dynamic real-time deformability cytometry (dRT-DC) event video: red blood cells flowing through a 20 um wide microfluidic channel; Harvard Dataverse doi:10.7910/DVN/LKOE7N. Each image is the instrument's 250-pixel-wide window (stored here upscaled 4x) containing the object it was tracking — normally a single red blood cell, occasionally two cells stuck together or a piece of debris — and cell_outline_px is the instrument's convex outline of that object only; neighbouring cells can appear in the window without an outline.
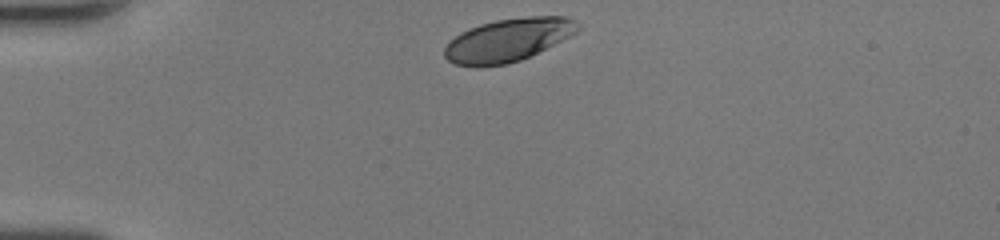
{"species": "human", "species_latin": "Homo sapiens", "temperature_condition": "room temperature", "stored_images_in_passage": 29, "camera_frame_rate_fps": 3000, "um_per_image_px": 0.085, "donor": {"sex": "female"}, "frame": {"image": 1, "passage_image": 1, "time_ms": 0.0, "image_size_px": [1000, 240], "cell_outline_px": [[580, 28], [576, 32], [520, 60], [508, 64], [476, 68], [456, 64], [448, 60], [444, 56], [444, 48], [448, 40], [460, 32], [468, 28], [480, 24], [496, 20], [524, 16], [564, 16], [576, 20], [580, 24]], "centroid_in_image_um": [43.11, 3.4], "position_along_channel_um": 41.9, "area_um2": 33.52}}
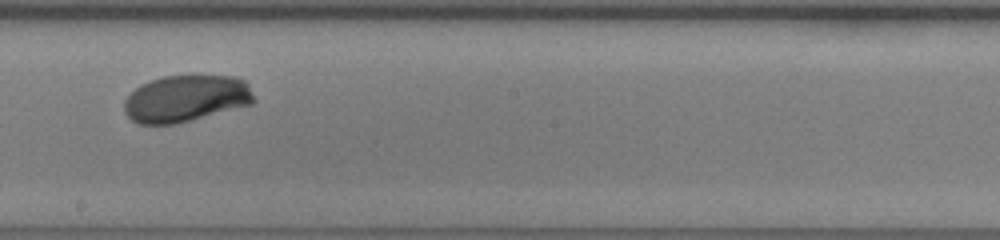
{"frame": {"image": 2, "passage_image": 17, "time_ms": 5.333, "image_size_px": [1000, 240], "cell_outline_px": [[256, 100], [252, 104], [192, 120], [176, 124], [140, 124], [132, 120], [124, 112], [124, 100], [140, 84], [164, 76], [192, 72], [236, 76], [244, 80], [248, 84]], "centroid_in_image_um": [15.84, 8.32], "position_along_channel_um": 232.4, "area_um2": 36.41}}
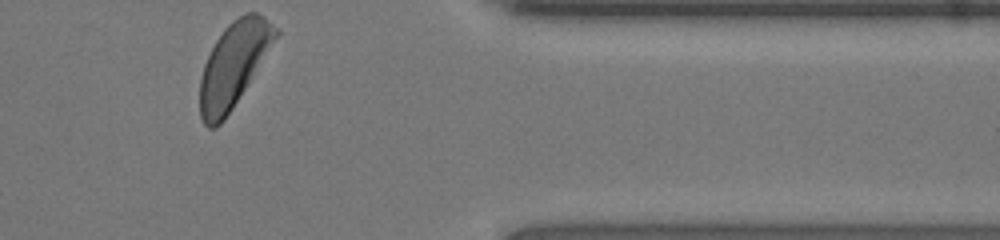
{"frame": {"image": 3, "passage_image": 29, "time_ms": 9.333, "image_size_px": [1000, 240], "cell_outline_px": [[280, 32], [232, 108], [224, 120], [216, 128], [208, 128], [204, 124], [200, 116], [200, 80], [204, 64], [216, 40], [224, 28], [232, 20], [244, 12], [256, 12], [264, 16], [280, 28]], "centroid_in_image_um": [19.86, 5.47], "position_along_channel_um": 391.5, "area_um2": 36.82}, "authors_computed_cell_mechanics": {"area_um2": 35.8938, "velocity_mm_per_s": 4.3742, "shape_relaxation_time_tau1_ms": 2.1845, "shape_relaxation_time_tau2_ms": null, "deformation_change_tau1": 0.1192, "deformation_change_tau2": null}}